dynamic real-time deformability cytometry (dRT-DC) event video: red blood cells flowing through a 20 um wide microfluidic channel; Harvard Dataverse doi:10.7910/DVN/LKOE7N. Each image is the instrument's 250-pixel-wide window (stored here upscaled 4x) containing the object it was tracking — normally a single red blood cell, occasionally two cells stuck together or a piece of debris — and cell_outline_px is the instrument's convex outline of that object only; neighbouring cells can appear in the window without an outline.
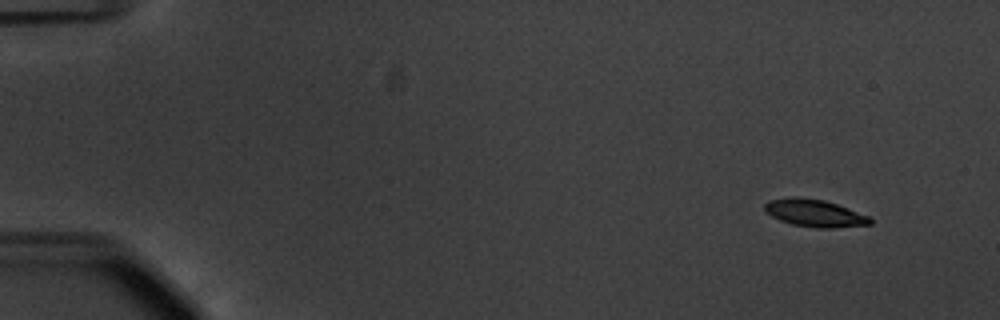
{"species": "common noctule bat (a hibernating species)", "species_latin": "Nyctalus noctula", "temperature_condition": "warm", "stored_images_in_passage": 20, "camera_frame_rate_fps": 3000, "um_per_image_px": 0.085, "animal": {"sex": "male", "body_mass_g": 20.1, "forearm_length_mm": 53.5}, "frame": {"image": 1, "passage_image": 6, "time_ms": 1.667, "image_size_px": [1000, 320], "cell_outline_px": [[872, 224], [832, 228], [816, 228], [792, 224], [780, 220], [764, 212], [764, 204], [768, 200], [792, 196], [796, 196], [824, 200], [848, 208], [868, 216], [872, 220]], "centroid_in_image_um": [69.2, 18.1], "position_along_channel_um": 15.8, "area_um2": 16.88}}